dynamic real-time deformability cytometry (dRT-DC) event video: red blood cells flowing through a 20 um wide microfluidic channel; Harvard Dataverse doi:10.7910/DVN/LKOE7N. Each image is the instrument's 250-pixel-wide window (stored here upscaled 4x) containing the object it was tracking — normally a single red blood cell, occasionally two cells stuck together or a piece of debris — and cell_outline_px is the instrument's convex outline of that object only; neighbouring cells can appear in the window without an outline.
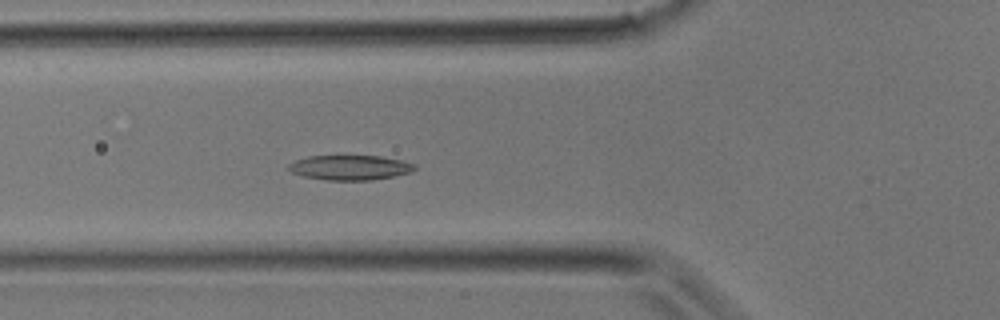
{"species": "common noctule bat (a hibernating species)", "species_latin": "Nyctalus noctula", "temperature_condition": "room temperature", "stored_images_in_passage": 28, "camera_frame_rate_fps": 3000, "um_per_image_px": 0.085, "animal": {"sex": "male", "body_mass_g": 17.9}, "frame": {"image": 1, "passage_image": 6, "time_ms": 1.667, "image_size_px": [1000, 320], "cell_outline_px": [[416, 168], [412, 172], [372, 180], [328, 180], [304, 176], [292, 172], [288, 168], [288, 164], [296, 160], [308, 156], [380, 156], [400, 160], [416, 164]], "centroid_in_image_um": [29.76, 14.24], "position_along_channel_um": 96.0, "area_um2": 18.09}}
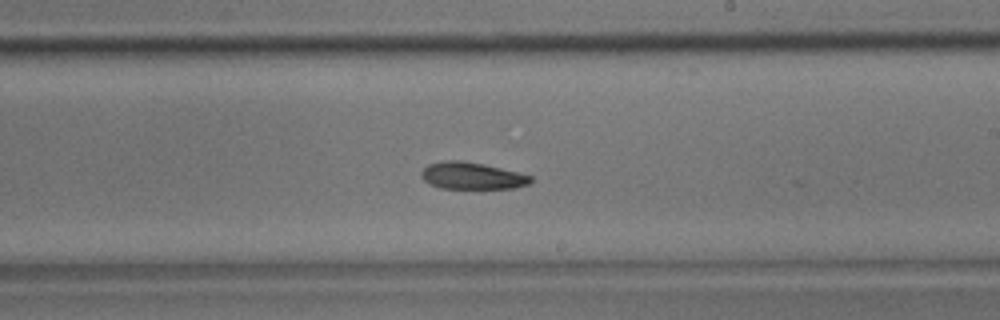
{"frame": {"image": 2, "passage_image": 14, "time_ms": 4.333, "image_size_px": [1000, 320], "cell_outline_px": [[532, 180], [528, 184], [516, 188], [440, 188], [428, 184], [420, 176], [420, 172], [428, 164], [444, 160], [460, 160], [500, 168], [532, 176]], "centroid_in_image_um": [40.06, 14.95], "position_along_channel_um": 248.9, "area_um2": 17.05}}
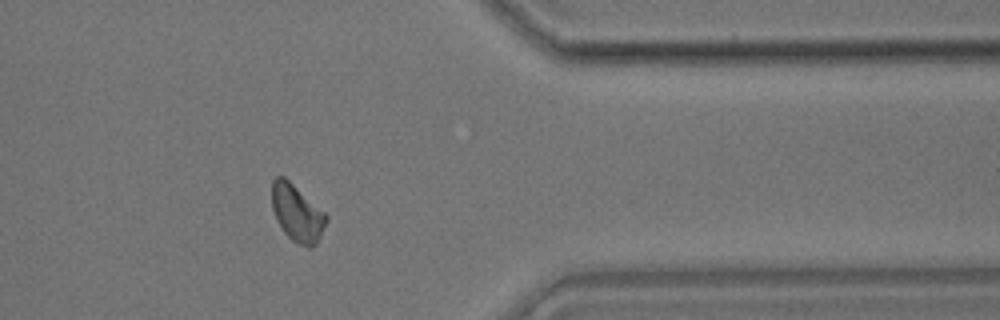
{"frame": {"image": 3, "passage_image": 22, "time_ms": 7.0, "image_size_px": [1000, 320], "cell_outline_px": [[328, 220], [316, 244], [312, 248], [308, 248], [292, 240], [284, 232], [276, 220], [272, 208], [272, 180], [276, 176], [284, 176], [324, 212], [328, 216]], "centroid_in_image_um": [25.24, 18.12], "position_along_channel_um": 386.2, "area_um2": 17.92}}